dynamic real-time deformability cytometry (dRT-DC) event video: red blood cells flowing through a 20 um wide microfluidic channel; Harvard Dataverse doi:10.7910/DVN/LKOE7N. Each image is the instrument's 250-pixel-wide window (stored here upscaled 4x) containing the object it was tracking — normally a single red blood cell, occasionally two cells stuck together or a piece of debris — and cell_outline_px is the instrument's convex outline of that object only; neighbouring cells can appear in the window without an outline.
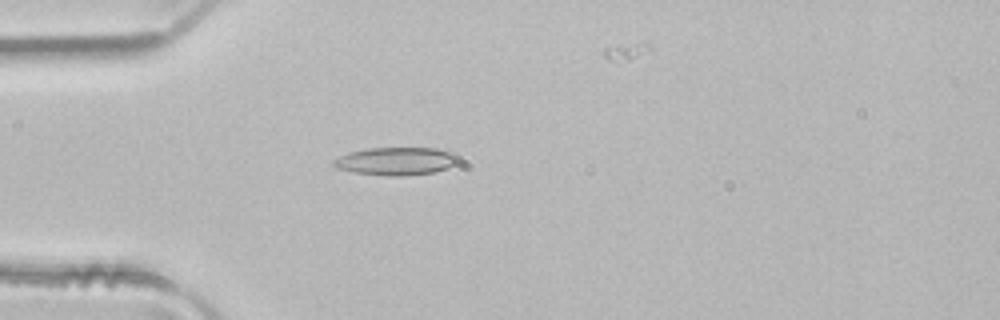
{"species": "common noctule bat (a hibernating species)", "species_latin": "Nyctalus noctula", "temperature_condition": "room temperature", "stored_images_in_passage": 3, "camera_frame_rate_fps": 3000, "um_per_image_px": 0.085, "animal": {"sex": "male", "body_mass_g": 21.5, "forearm_length_mm": 52.0}, "frame": {"image": 1, "passage_image": 3, "time_ms": 0.667, "image_size_px": [1000, 320], "cell_outline_px": [[460, 160], [448, 168], [436, 172], [400, 176], [388, 176], [356, 172], [336, 168], [332, 164], [332, 160], [348, 152], [368, 148], [436, 148], [460, 156]], "centroid_in_image_um": [33.67, 13.7], "position_along_channel_um": 51.3, "area_um2": 20.29}}